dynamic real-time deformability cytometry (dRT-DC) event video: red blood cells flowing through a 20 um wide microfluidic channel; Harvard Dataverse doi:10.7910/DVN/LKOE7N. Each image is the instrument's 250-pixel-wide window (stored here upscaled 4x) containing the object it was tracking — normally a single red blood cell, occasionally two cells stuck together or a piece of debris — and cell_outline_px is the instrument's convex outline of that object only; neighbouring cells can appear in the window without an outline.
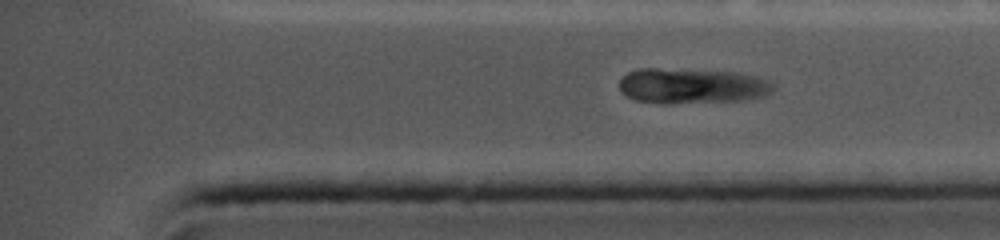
{"species": "common noctule bat (a hibernating species)", "species_latin": "Nyctalus noctula", "temperature_condition": "cold", "stored_images_in_passage": 27, "segment_of_instrument_passage": [2, 2], "camera_frame_rate_fps": 5000, "um_per_image_px": 0.085, "animal": {"sex": "female", "body_mass_g": 19.0, "forearm_length_mm": 56.7}, "frame": {"image": 1, "passage_image": 27, "time_ms": 20.2, "image_size_px": [1000, 240], "cell_outline_px": [[776, 84], [764, 96], [740, 100], [664, 104], [636, 100], [620, 92], [620, 80], [628, 72], [640, 68], [656, 68], [736, 72], [756, 76], [768, 80]], "centroid_in_image_um": [58.78, 7.3], "position_along_channel_um": 376.4, "area_um2": 31.56}}